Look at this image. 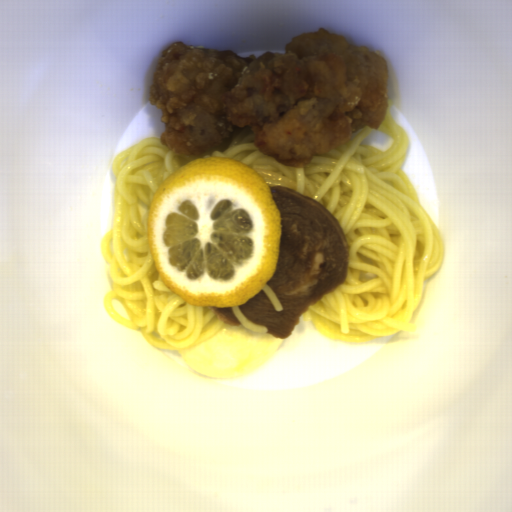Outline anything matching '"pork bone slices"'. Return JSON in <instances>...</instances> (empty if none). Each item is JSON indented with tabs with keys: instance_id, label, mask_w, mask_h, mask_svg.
Instances as JSON below:
<instances>
[{
	"instance_id": "2",
	"label": "pork bone slices",
	"mask_w": 512,
	"mask_h": 512,
	"mask_svg": "<svg viewBox=\"0 0 512 512\" xmlns=\"http://www.w3.org/2000/svg\"><path fill=\"white\" fill-rule=\"evenodd\" d=\"M216 319L229 326H238L241 322L233 312L232 307H210Z\"/></svg>"
},
{
	"instance_id": "1",
	"label": "pork bone slices",
	"mask_w": 512,
	"mask_h": 512,
	"mask_svg": "<svg viewBox=\"0 0 512 512\" xmlns=\"http://www.w3.org/2000/svg\"><path fill=\"white\" fill-rule=\"evenodd\" d=\"M270 189L281 232L277 264L267 284L282 310H275L264 290L239 308L249 323L285 342L308 308L345 285L351 255L340 223L321 204L283 186Z\"/></svg>"
}]
</instances>
